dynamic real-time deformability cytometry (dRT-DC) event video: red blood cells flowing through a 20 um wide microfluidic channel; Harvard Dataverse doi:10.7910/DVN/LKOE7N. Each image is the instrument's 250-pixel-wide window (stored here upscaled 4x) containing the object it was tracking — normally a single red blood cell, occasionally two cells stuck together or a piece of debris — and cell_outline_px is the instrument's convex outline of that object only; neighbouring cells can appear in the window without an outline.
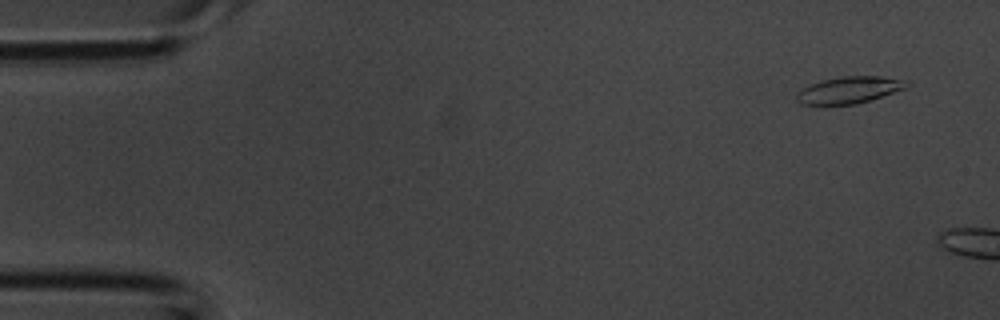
{"species": "common noctule bat (a hibernating species)", "species_latin": "Nyctalus noctula", "temperature_condition": "room temperature", "stored_images_in_passage": 2, "camera_frame_rate_fps": 3000, "um_per_image_px": 0.085, "animal": {"sex": "male", "body_mass_g": 20.1, "forearm_length_mm": 53.5}, "frame": {"image": 1, "passage_image": 1, "time_ms": 0.0, "image_size_px": [1000, 320], "cell_outline_px": [[912, 84], [908, 88], [856, 104], [800, 104], [796, 100], [796, 92], [800, 88], [808, 84], [820, 80], [840, 76], [880, 76], [908, 80]], "centroid_in_image_um": [72.19, 7.63], "position_along_channel_um": 12.8, "area_um2": 17.51}}